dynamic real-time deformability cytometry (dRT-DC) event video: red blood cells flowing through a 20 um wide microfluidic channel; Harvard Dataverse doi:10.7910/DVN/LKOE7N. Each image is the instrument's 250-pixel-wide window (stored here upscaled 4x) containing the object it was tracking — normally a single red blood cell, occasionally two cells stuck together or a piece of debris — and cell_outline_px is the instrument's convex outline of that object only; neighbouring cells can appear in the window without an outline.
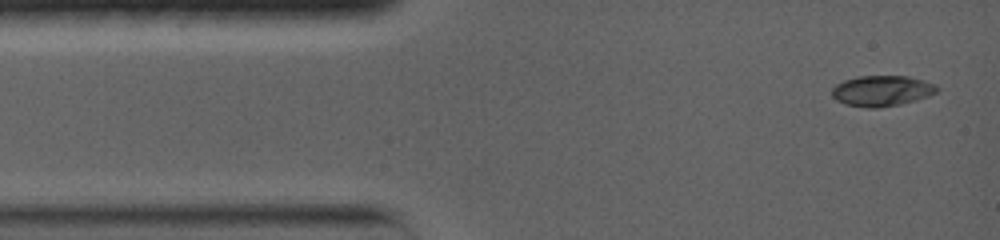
{"species": "common noctule bat (a hibernating species)", "species_latin": "Nyctalus noctula", "temperature_condition": "warm", "stored_images_in_passage": 20, "camera_frame_rate_fps": 5000, "um_per_image_px": 0.085, "animal": {"sex": "female", "body_mass_g": 19.0, "forearm_length_mm": 56.7}, "frame": {"image": 1, "passage_image": 1, "time_ms": 0.0, "image_size_px": [1000, 240], "cell_outline_px": [[940, 88], [936, 92], [928, 96], [916, 100], [900, 104], [880, 108], [868, 108], [844, 104], [836, 100], [832, 96], [832, 88], [836, 84], [844, 80], [860, 76], [908, 76], [936, 84]], "centroid_in_image_um": [74.95, 7.72], "position_along_channel_um": 10.0, "area_um2": 18.84}}
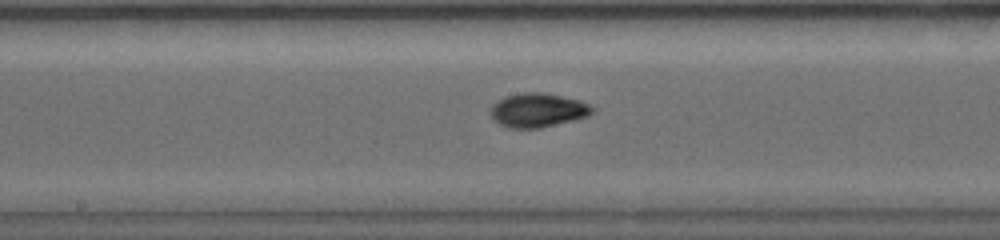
{"frame": {"image": 2, "passage_image": 8, "time_ms": 6.8, "image_size_px": [1000, 240], "cell_outline_px": [[596, 108], [588, 116], [540, 128], [508, 128], [500, 124], [488, 112], [492, 104], [496, 100], [504, 96], [524, 92], [540, 92], [580, 100]], "centroid_in_image_um": [45.68, 9.36], "position_along_channel_um": 202.5, "area_um2": 20.17}}
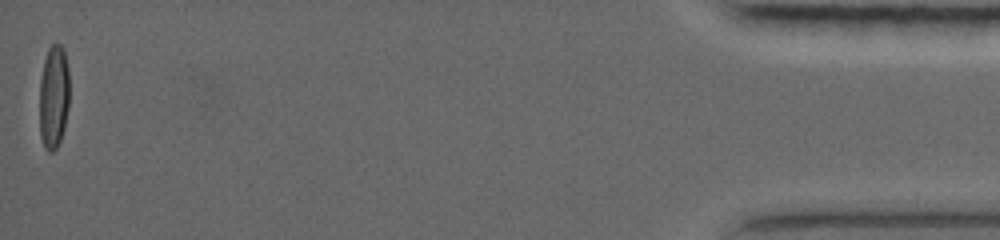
{"frame": {"image": 3, "passage_image": 20, "time_ms": 16.4, "image_size_px": [1000, 240], "cell_outline_px": [[68, 108], [64, 128], [60, 140], [56, 148], [52, 152], [48, 152], [44, 148], [40, 136], [40, 80], [44, 60], [48, 48], [52, 44], [60, 44], [64, 48], [68, 68]], "centroid_in_image_um": [4.56, 8.23], "position_along_channel_um": 430.6, "area_um2": 18.15}, "authors_computed_cell_mechanics": {"area_um2": 18.6694, "velocity_mm_per_s": 3.7753, "shape_relaxation_time_tau1_ms": 5.8236, "shape_relaxation_time_tau2_ms": null, "deformation_change_tau1": 0.2229, "deformation_change_tau2": null}}